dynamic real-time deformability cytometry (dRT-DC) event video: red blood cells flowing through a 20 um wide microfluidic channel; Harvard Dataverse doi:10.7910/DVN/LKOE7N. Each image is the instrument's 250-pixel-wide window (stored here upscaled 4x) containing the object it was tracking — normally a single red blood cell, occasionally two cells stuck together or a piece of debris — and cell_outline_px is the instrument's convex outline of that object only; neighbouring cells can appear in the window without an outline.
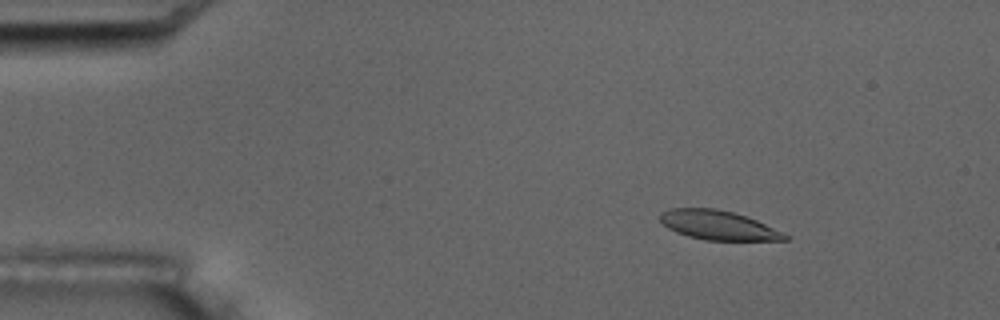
{"species": "common noctule bat (a hibernating species)", "species_latin": "Nyctalus noctula", "temperature_condition": "room temperature", "stored_images_in_passage": 4, "camera_frame_rate_fps": 3000, "um_per_image_px": 0.085, "animal": {"sex": "male", "body_mass_g": 17.5, "forearm_length_mm": 52.3}, "frame": {"image": 1, "passage_image": 2, "time_ms": 1.333, "image_size_px": [1000, 320], "cell_outline_px": [[792, 236], [788, 240], [704, 240], [688, 236], [676, 232], [668, 228], [660, 220], [660, 212], [668, 208], [716, 208], [732, 212], [756, 220]], "centroid_in_image_um": [61.04, 19.14], "position_along_channel_um": 24.0, "area_um2": 21.27}}